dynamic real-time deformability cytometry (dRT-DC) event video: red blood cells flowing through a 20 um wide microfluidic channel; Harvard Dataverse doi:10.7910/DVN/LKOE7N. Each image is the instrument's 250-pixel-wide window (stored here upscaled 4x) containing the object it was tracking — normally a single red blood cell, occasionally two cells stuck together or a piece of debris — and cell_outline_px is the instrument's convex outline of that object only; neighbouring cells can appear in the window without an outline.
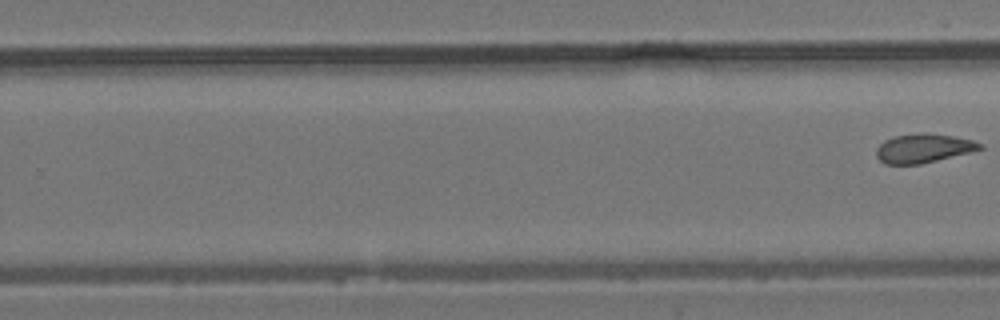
{"species": "common noctule bat (a hibernating species)", "species_latin": "Nyctalus noctula", "temperature_condition": "room temperature", "stored_images_in_passage": 7, "segment_of_instrument_passage": [2, 2], "camera_frame_rate_fps": 3000, "um_per_image_px": 0.085, "animal": {"sex": "male", "body_mass_g": 19.2, "forearm_length_mm": 51.8}, "frame": {"image": 1, "passage_image": 7, "time_ms": 7.0, "image_size_px": [1000, 320], "cell_outline_px": [[984, 148], [972, 152], [920, 164], [884, 164], [876, 156], [876, 148], [884, 140], [892, 136], [920, 132], [928, 132], [952, 136], [972, 140], [980, 144]], "centroid_in_image_um": [78.46, 12.59], "position_along_channel_um": 251.3, "area_um2": 17.63}}